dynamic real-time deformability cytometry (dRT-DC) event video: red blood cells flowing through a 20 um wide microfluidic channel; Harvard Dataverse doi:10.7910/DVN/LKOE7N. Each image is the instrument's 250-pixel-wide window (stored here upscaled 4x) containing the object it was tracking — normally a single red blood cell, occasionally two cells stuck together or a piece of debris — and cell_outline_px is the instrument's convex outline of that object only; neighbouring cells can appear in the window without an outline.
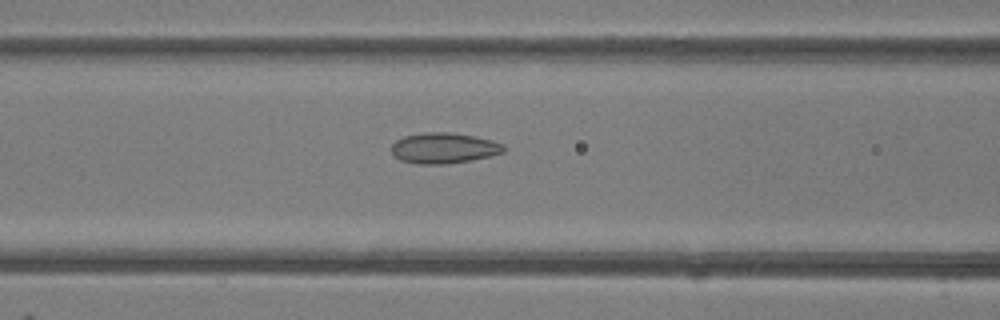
{"species": "common noctule bat (a hibernating species)", "species_latin": "Nyctalus noctula", "temperature_condition": "room temperature", "stored_images_in_passage": 48, "camera_frame_rate_fps": 3000, "um_per_image_px": 0.085, "animal": {"sex": "female"}, "frame": {"image": 1, "passage_image": 19, "time_ms": 6.0, "image_size_px": [1000, 320], "cell_outline_px": [[504, 152], [488, 156], [468, 160], [444, 164], [416, 164], [400, 160], [392, 152], [392, 144], [396, 140], [404, 136], [424, 132], [452, 132], [492, 140], [504, 144]], "centroid_in_image_um": [37.7, 12.58], "position_along_channel_um": 128.9, "area_um2": 19.88}}
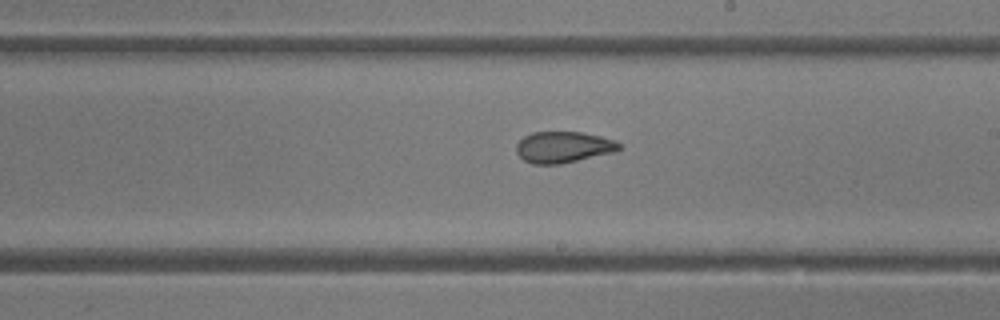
{"frame": {"image": 2, "passage_image": 27, "time_ms": 8.667, "image_size_px": [1000, 320], "cell_outline_px": [[624, 148], [616, 152], [560, 164], [532, 164], [524, 160], [516, 152], [516, 144], [524, 136], [532, 132], [580, 132], [600, 136], [616, 140]], "centroid_in_image_um": [47.92, 12.51], "position_along_channel_um": 241.1, "area_um2": 18.9}}
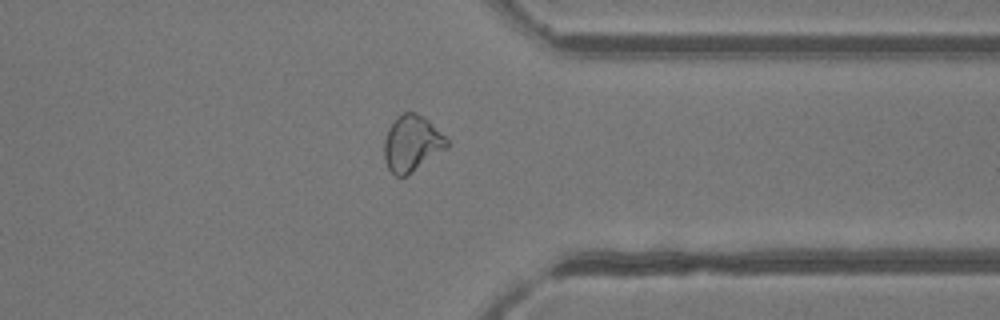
{"frame": {"image": 3, "passage_image": 37, "time_ms": 12.0, "image_size_px": [1000, 320], "cell_outline_px": [[448, 148], [412, 172], [404, 176], [396, 176], [388, 168], [384, 156], [384, 140], [388, 128], [404, 112], [416, 112], [424, 116], [448, 140]], "centroid_in_image_um": [35.01, 12.2], "position_along_channel_um": 376.4, "area_um2": 20.23}, "authors_computed_cell_mechanics": {"area_um2": 21.5305, "velocity_mm_per_s": 4.2041, "shape_relaxation_time_tau1_ms": null, "shape_relaxation_time_tau2_ms": 1.3301, "deformation_change_tau1": null, "deformation_change_tau2": 0.06}}